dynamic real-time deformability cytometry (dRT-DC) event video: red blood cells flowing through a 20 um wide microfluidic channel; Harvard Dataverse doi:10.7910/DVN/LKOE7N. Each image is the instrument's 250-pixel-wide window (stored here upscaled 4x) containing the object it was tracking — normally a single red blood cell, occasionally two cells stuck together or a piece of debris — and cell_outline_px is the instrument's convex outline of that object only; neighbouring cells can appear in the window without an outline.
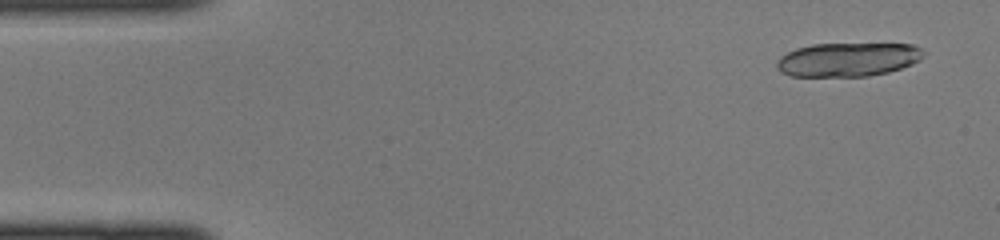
{"species": "common noctule bat (a hibernating species)", "species_latin": "Nyctalus noctula", "temperature_condition": "cold", "stored_images_in_passage": 13, "camera_frame_rate_fps": 3000, "um_per_image_px": 0.085, "animal": {"sex": "female", "body_mass_g": 22.0, "forearm_length_mm": 56.7}, "frame": {"image": 1, "passage_image": 2, "time_ms": 0.333, "image_size_px": [1000, 240], "cell_outline_px": [[924, 56], [920, 60], [912, 64], [888, 72], [868, 76], [792, 76], [780, 72], [776, 68], [776, 60], [780, 56], [796, 48], [812, 44], [912, 44], [920, 48], [924, 52]], "centroid_in_image_um": [72.05, 5.06], "position_along_channel_um": 13.0, "area_um2": 29.02}}